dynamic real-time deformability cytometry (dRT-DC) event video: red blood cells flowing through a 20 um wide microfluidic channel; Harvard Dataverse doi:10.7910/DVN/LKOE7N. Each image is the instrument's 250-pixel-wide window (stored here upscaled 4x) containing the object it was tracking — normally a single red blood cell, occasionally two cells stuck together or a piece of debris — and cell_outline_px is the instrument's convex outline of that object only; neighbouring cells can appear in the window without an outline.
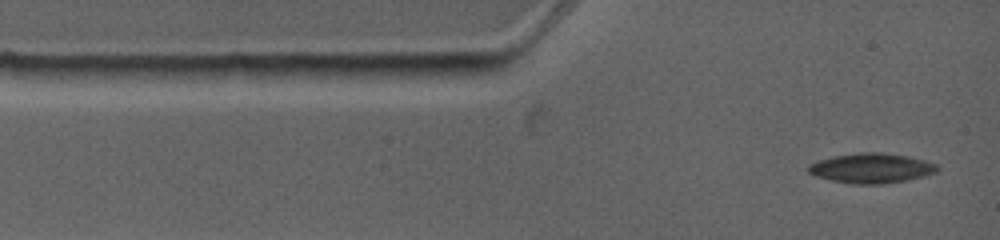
{"species": "common noctule bat (a hibernating species)", "species_latin": "Nyctalus noctula", "temperature_condition": "warm", "stored_images_in_passage": 6, "camera_frame_rate_fps": 4500, "um_per_image_px": 0.085, "animal": {"sex": "female", "body_mass_g": 19.0, "forearm_length_mm": 53.3}, "frame": {"image": 1, "passage_image": 1, "time_ms": 0.0, "image_size_px": [1000, 240], "cell_outline_px": [[940, 168], [936, 172], [924, 176], [908, 180], [884, 184], [852, 184], [832, 180], [816, 176], [808, 172], [808, 164], [832, 156], [860, 152], [880, 152], [908, 156], [924, 160], [936, 164]], "centroid_in_image_um": [74.08, 14.29], "position_along_channel_um": 10.9, "area_um2": 22.48}}
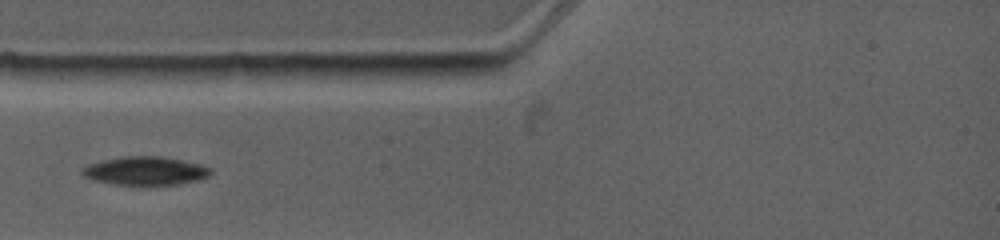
{"frame": {"image": 2, "passage_image": 4, "time_ms": 2.444, "image_size_px": [1000, 240], "cell_outline_px": [[212, 172], [208, 176], [196, 180], [176, 184], [148, 188], [112, 184], [96, 180], [84, 176], [80, 172], [80, 168], [88, 164], [100, 160], [124, 156], [160, 156], [200, 164], [212, 168]], "centroid_in_image_um": [12.31, 14.55], "position_along_channel_um": 72.7, "area_um2": 22.02}}
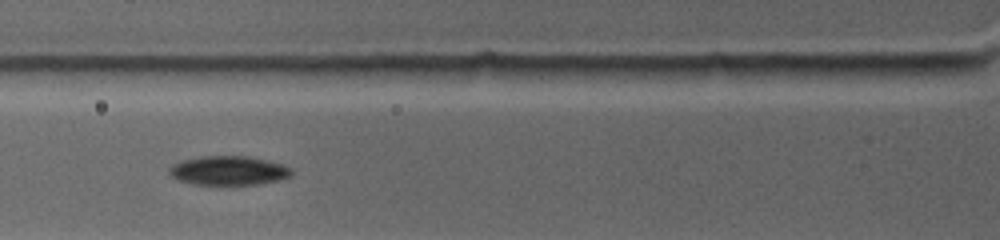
{"frame": {"image": 3, "passage_image": 5, "time_ms": 3.333, "image_size_px": [1000, 240], "cell_outline_px": [[292, 172], [288, 176], [280, 180], [256, 184], [228, 188], [224, 188], [192, 184], [176, 180], [168, 172], [168, 168], [172, 164], [184, 160], [200, 156], [248, 156], [284, 164], [292, 168]], "centroid_in_image_um": [19.39, 14.55], "position_along_channel_um": 106.4, "area_um2": 21.73}}